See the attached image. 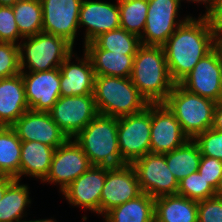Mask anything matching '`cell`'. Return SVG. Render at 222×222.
Instances as JSON below:
<instances>
[{
    "label": "cell",
    "instance_id": "6da1fadb",
    "mask_svg": "<svg viewBox=\"0 0 222 222\" xmlns=\"http://www.w3.org/2000/svg\"><path fill=\"white\" fill-rule=\"evenodd\" d=\"M218 43L205 15L190 16L162 45L172 81L179 84Z\"/></svg>",
    "mask_w": 222,
    "mask_h": 222
},
{
    "label": "cell",
    "instance_id": "7a4b0ae2",
    "mask_svg": "<svg viewBox=\"0 0 222 222\" xmlns=\"http://www.w3.org/2000/svg\"><path fill=\"white\" fill-rule=\"evenodd\" d=\"M130 79L149 104L166 101L175 83L170 77L162 46L139 47Z\"/></svg>",
    "mask_w": 222,
    "mask_h": 222
},
{
    "label": "cell",
    "instance_id": "3957f363",
    "mask_svg": "<svg viewBox=\"0 0 222 222\" xmlns=\"http://www.w3.org/2000/svg\"><path fill=\"white\" fill-rule=\"evenodd\" d=\"M117 131L118 118L97 114L73 139L92 166L120 167L127 163L120 155Z\"/></svg>",
    "mask_w": 222,
    "mask_h": 222
},
{
    "label": "cell",
    "instance_id": "277c9868",
    "mask_svg": "<svg viewBox=\"0 0 222 222\" xmlns=\"http://www.w3.org/2000/svg\"><path fill=\"white\" fill-rule=\"evenodd\" d=\"M93 94L98 114L114 118L136 114L149 105L130 77L95 76Z\"/></svg>",
    "mask_w": 222,
    "mask_h": 222
},
{
    "label": "cell",
    "instance_id": "5b68a950",
    "mask_svg": "<svg viewBox=\"0 0 222 222\" xmlns=\"http://www.w3.org/2000/svg\"><path fill=\"white\" fill-rule=\"evenodd\" d=\"M164 104L175 115L189 139L212 127L216 102L191 93L180 84L174 85Z\"/></svg>",
    "mask_w": 222,
    "mask_h": 222
},
{
    "label": "cell",
    "instance_id": "8992f818",
    "mask_svg": "<svg viewBox=\"0 0 222 222\" xmlns=\"http://www.w3.org/2000/svg\"><path fill=\"white\" fill-rule=\"evenodd\" d=\"M21 40L26 41L18 44L20 70L42 72L59 68L73 52V46L64 38L44 32Z\"/></svg>",
    "mask_w": 222,
    "mask_h": 222
},
{
    "label": "cell",
    "instance_id": "52a82bcc",
    "mask_svg": "<svg viewBox=\"0 0 222 222\" xmlns=\"http://www.w3.org/2000/svg\"><path fill=\"white\" fill-rule=\"evenodd\" d=\"M117 138L121 158L127 164L150 153L151 104L141 112L118 118Z\"/></svg>",
    "mask_w": 222,
    "mask_h": 222
},
{
    "label": "cell",
    "instance_id": "ba28073f",
    "mask_svg": "<svg viewBox=\"0 0 222 222\" xmlns=\"http://www.w3.org/2000/svg\"><path fill=\"white\" fill-rule=\"evenodd\" d=\"M187 91L218 102L222 98V44L199 60L179 83Z\"/></svg>",
    "mask_w": 222,
    "mask_h": 222
},
{
    "label": "cell",
    "instance_id": "9c48e42d",
    "mask_svg": "<svg viewBox=\"0 0 222 222\" xmlns=\"http://www.w3.org/2000/svg\"><path fill=\"white\" fill-rule=\"evenodd\" d=\"M182 0H148L145 28L140 37L142 45L162 46L190 16L178 18Z\"/></svg>",
    "mask_w": 222,
    "mask_h": 222
},
{
    "label": "cell",
    "instance_id": "30bf717a",
    "mask_svg": "<svg viewBox=\"0 0 222 222\" xmlns=\"http://www.w3.org/2000/svg\"><path fill=\"white\" fill-rule=\"evenodd\" d=\"M141 192L158 198L177 194L178 181L168 168L164 154L148 153L131 164Z\"/></svg>",
    "mask_w": 222,
    "mask_h": 222
},
{
    "label": "cell",
    "instance_id": "8fae6325",
    "mask_svg": "<svg viewBox=\"0 0 222 222\" xmlns=\"http://www.w3.org/2000/svg\"><path fill=\"white\" fill-rule=\"evenodd\" d=\"M48 113L68 138H74L98 114L94 94L60 96Z\"/></svg>",
    "mask_w": 222,
    "mask_h": 222
},
{
    "label": "cell",
    "instance_id": "7c38bea8",
    "mask_svg": "<svg viewBox=\"0 0 222 222\" xmlns=\"http://www.w3.org/2000/svg\"><path fill=\"white\" fill-rule=\"evenodd\" d=\"M91 166L83 149L73 138H69L64 144L55 149L49 173L42 182L58 183L59 190L62 192Z\"/></svg>",
    "mask_w": 222,
    "mask_h": 222
},
{
    "label": "cell",
    "instance_id": "4fadbf2b",
    "mask_svg": "<svg viewBox=\"0 0 222 222\" xmlns=\"http://www.w3.org/2000/svg\"><path fill=\"white\" fill-rule=\"evenodd\" d=\"M83 0H40L44 33L64 38L74 46Z\"/></svg>",
    "mask_w": 222,
    "mask_h": 222
},
{
    "label": "cell",
    "instance_id": "5bb4252c",
    "mask_svg": "<svg viewBox=\"0 0 222 222\" xmlns=\"http://www.w3.org/2000/svg\"><path fill=\"white\" fill-rule=\"evenodd\" d=\"M189 137L164 103L151 104L150 153L165 154L179 148Z\"/></svg>",
    "mask_w": 222,
    "mask_h": 222
},
{
    "label": "cell",
    "instance_id": "9a60e30c",
    "mask_svg": "<svg viewBox=\"0 0 222 222\" xmlns=\"http://www.w3.org/2000/svg\"><path fill=\"white\" fill-rule=\"evenodd\" d=\"M134 167L126 164L120 167H106L105 184L101 192L100 214L121 205L141 194Z\"/></svg>",
    "mask_w": 222,
    "mask_h": 222
},
{
    "label": "cell",
    "instance_id": "2e32d148",
    "mask_svg": "<svg viewBox=\"0 0 222 222\" xmlns=\"http://www.w3.org/2000/svg\"><path fill=\"white\" fill-rule=\"evenodd\" d=\"M11 127L21 141H37L55 149L69 139L48 112L29 109Z\"/></svg>",
    "mask_w": 222,
    "mask_h": 222
},
{
    "label": "cell",
    "instance_id": "e0dca14e",
    "mask_svg": "<svg viewBox=\"0 0 222 222\" xmlns=\"http://www.w3.org/2000/svg\"><path fill=\"white\" fill-rule=\"evenodd\" d=\"M29 109L48 112L58 101L60 94V70L31 72L21 70Z\"/></svg>",
    "mask_w": 222,
    "mask_h": 222
},
{
    "label": "cell",
    "instance_id": "ac0fdd59",
    "mask_svg": "<svg viewBox=\"0 0 222 222\" xmlns=\"http://www.w3.org/2000/svg\"><path fill=\"white\" fill-rule=\"evenodd\" d=\"M105 178L106 166H91L66 187L62 194L69 204L100 214L101 192Z\"/></svg>",
    "mask_w": 222,
    "mask_h": 222
},
{
    "label": "cell",
    "instance_id": "d6986e66",
    "mask_svg": "<svg viewBox=\"0 0 222 222\" xmlns=\"http://www.w3.org/2000/svg\"><path fill=\"white\" fill-rule=\"evenodd\" d=\"M86 26L84 45L100 34L120 28V11L117 4L83 0L79 13V28Z\"/></svg>",
    "mask_w": 222,
    "mask_h": 222
},
{
    "label": "cell",
    "instance_id": "ffe728a7",
    "mask_svg": "<svg viewBox=\"0 0 222 222\" xmlns=\"http://www.w3.org/2000/svg\"><path fill=\"white\" fill-rule=\"evenodd\" d=\"M73 52L63 61L60 70V94L61 96H80L94 93L95 72L88 55L76 57L77 64L70 62Z\"/></svg>",
    "mask_w": 222,
    "mask_h": 222
},
{
    "label": "cell",
    "instance_id": "44dd1931",
    "mask_svg": "<svg viewBox=\"0 0 222 222\" xmlns=\"http://www.w3.org/2000/svg\"><path fill=\"white\" fill-rule=\"evenodd\" d=\"M29 106L21 73L0 79V124L11 127Z\"/></svg>",
    "mask_w": 222,
    "mask_h": 222
},
{
    "label": "cell",
    "instance_id": "7402d4cb",
    "mask_svg": "<svg viewBox=\"0 0 222 222\" xmlns=\"http://www.w3.org/2000/svg\"><path fill=\"white\" fill-rule=\"evenodd\" d=\"M55 148L37 141H21L19 180L22 175L40 179L41 183L50 170Z\"/></svg>",
    "mask_w": 222,
    "mask_h": 222
},
{
    "label": "cell",
    "instance_id": "603a6c76",
    "mask_svg": "<svg viewBox=\"0 0 222 222\" xmlns=\"http://www.w3.org/2000/svg\"><path fill=\"white\" fill-rule=\"evenodd\" d=\"M157 222H198V202L179 194L155 198Z\"/></svg>",
    "mask_w": 222,
    "mask_h": 222
},
{
    "label": "cell",
    "instance_id": "cb8c5ba5",
    "mask_svg": "<svg viewBox=\"0 0 222 222\" xmlns=\"http://www.w3.org/2000/svg\"><path fill=\"white\" fill-rule=\"evenodd\" d=\"M155 199L142 192L139 196L111 208L103 216L105 222H153Z\"/></svg>",
    "mask_w": 222,
    "mask_h": 222
},
{
    "label": "cell",
    "instance_id": "d4e9b609",
    "mask_svg": "<svg viewBox=\"0 0 222 222\" xmlns=\"http://www.w3.org/2000/svg\"><path fill=\"white\" fill-rule=\"evenodd\" d=\"M91 60L95 76H115L129 78L133 69L135 55L108 50H84Z\"/></svg>",
    "mask_w": 222,
    "mask_h": 222
},
{
    "label": "cell",
    "instance_id": "484cf974",
    "mask_svg": "<svg viewBox=\"0 0 222 222\" xmlns=\"http://www.w3.org/2000/svg\"><path fill=\"white\" fill-rule=\"evenodd\" d=\"M164 155L169 170L178 182L198 171L202 156L193 139L187 140L179 148Z\"/></svg>",
    "mask_w": 222,
    "mask_h": 222
},
{
    "label": "cell",
    "instance_id": "4316f807",
    "mask_svg": "<svg viewBox=\"0 0 222 222\" xmlns=\"http://www.w3.org/2000/svg\"><path fill=\"white\" fill-rule=\"evenodd\" d=\"M141 45L140 37L118 28L100 34L92 42L85 44L83 50H108L124 55H136Z\"/></svg>",
    "mask_w": 222,
    "mask_h": 222
},
{
    "label": "cell",
    "instance_id": "83f0119b",
    "mask_svg": "<svg viewBox=\"0 0 222 222\" xmlns=\"http://www.w3.org/2000/svg\"><path fill=\"white\" fill-rule=\"evenodd\" d=\"M31 204L28 185L15 179L0 200V222H22L24 211Z\"/></svg>",
    "mask_w": 222,
    "mask_h": 222
},
{
    "label": "cell",
    "instance_id": "f1b7e54d",
    "mask_svg": "<svg viewBox=\"0 0 222 222\" xmlns=\"http://www.w3.org/2000/svg\"><path fill=\"white\" fill-rule=\"evenodd\" d=\"M21 140L12 127L0 129V175L19 180Z\"/></svg>",
    "mask_w": 222,
    "mask_h": 222
},
{
    "label": "cell",
    "instance_id": "f546056e",
    "mask_svg": "<svg viewBox=\"0 0 222 222\" xmlns=\"http://www.w3.org/2000/svg\"><path fill=\"white\" fill-rule=\"evenodd\" d=\"M12 8L15 22L23 38L43 32L40 0H19Z\"/></svg>",
    "mask_w": 222,
    "mask_h": 222
},
{
    "label": "cell",
    "instance_id": "4dcf8cb0",
    "mask_svg": "<svg viewBox=\"0 0 222 222\" xmlns=\"http://www.w3.org/2000/svg\"><path fill=\"white\" fill-rule=\"evenodd\" d=\"M120 28L141 37L145 28L148 0H118Z\"/></svg>",
    "mask_w": 222,
    "mask_h": 222
},
{
    "label": "cell",
    "instance_id": "1f68e13d",
    "mask_svg": "<svg viewBox=\"0 0 222 222\" xmlns=\"http://www.w3.org/2000/svg\"><path fill=\"white\" fill-rule=\"evenodd\" d=\"M177 194L198 202L215 197L216 191L197 171L178 182Z\"/></svg>",
    "mask_w": 222,
    "mask_h": 222
},
{
    "label": "cell",
    "instance_id": "d6a6232c",
    "mask_svg": "<svg viewBox=\"0 0 222 222\" xmlns=\"http://www.w3.org/2000/svg\"><path fill=\"white\" fill-rule=\"evenodd\" d=\"M193 140L198 145L202 156L222 161V131L210 128L205 132L197 134Z\"/></svg>",
    "mask_w": 222,
    "mask_h": 222
},
{
    "label": "cell",
    "instance_id": "836d02e7",
    "mask_svg": "<svg viewBox=\"0 0 222 222\" xmlns=\"http://www.w3.org/2000/svg\"><path fill=\"white\" fill-rule=\"evenodd\" d=\"M20 73L18 45L0 42V79Z\"/></svg>",
    "mask_w": 222,
    "mask_h": 222
},
{
    "label": "cell",
    "instance_id": "e575fe53",
    "mask_svg": "<svg viewBox=\"0 0 222 222\" xmlns=\"http://www.w3.org/2000/svg\"><path fill=\"white\" fill-rule=\"evenodd\" d=\"M20 35L12 6H0V42L17 44Z\"/></svg>",
    "mask_w": 222,
    "mask_h": 222
},
{
    "label": "cell",
    "instance_id": "d590c367",
    "mask_svg": "<svg viewBox=\"0 0 222 222\" xmlns=\"http://www.w3.org/2000/svg\"><path fill=\"white\" fill-rule=\"evenodd\" d=\"M198 222H222V198L198 201Z\"/></svg>",
    "mask_w": 222,
    "mask_h": 222
},
{
    "label": "cell",
    "instance_id": "8d00e7d4",
    "mask_svg": "<svg viewBox=\"0 0 222 222\" xmlns=\"http://www.w3.org/2000/svg\"><path fill=\"white\" fill-rule=\"evenodd\" d=\"M198 172L216 190L222 175V161L208 156H201Z\"/></svg>",
    "mask_w": 222,
    "mask_h": 222
},
{
    "label": "cell",
    "instance_id": "74e56055",
    "mask_svg": "<svg viewBox=\"0 0 222 222\" xmlns=\"http://www.w3.org/2000/svg\"><path fill=\"white\" fill-rule=\"evenodd\" d=\"M210 27L218 40L222 41V0H214L211 7L204 14Z\"/></svg>",
    "mask_w": 222,
    "mask_h": 222
},
{
    "label": "cell",
    "instance_id": "f35d334b",
    "mask_svg": "<svg viewBox=\"0 0 222 222\" xmlns=\"http://www.w3.org/2000/svg\"><path fill=\"white\" fill-rule=\"evenodd\" d=\"M211 128L222 131V98L216 102Z\"/></svg>",
    "mask_w": 222,
    "mask_h": 222
},
{
    "label": "cell",
    "instance_id": "ab89813d",
    "mask_svg": "<svg viewBox=\"0 0 222 222\" xmlns=\"http://www.w3.org/2000/svg\"><path fill=\"white\" fill-rule=\"evenodd\" d=\"M15 180V178L10 176L0 175V200L2 199L7 187Z\"/></svg>",
    "mask_w": 222,
    "mask_h": 222
},
{
    "label": "cell",
    "instance_id": "60d3db41",
    "mask_svg": "<svg viewBox=\"0 0 222 222\" xmlns=\"http://www.w3.org/2000/svg\"><path fill=\"white\" fill-rule=\"evenodd\" d=\"M187 1H188V2L193 1V2H196V3H197V2H198V3H200V2L202 3V2H203L202 4L205 3V4H206V7H205V8H206V10H208V9L211 7V5H212V3H213L214 0H187Z\"/></svg>",
    "mask_w": 222,
    "mask_h": 222
},
{
    "label": "cell",
    "instance_id": "b9f144b4",
    "mask_svg": "<svg viewBox=\"0 0 222 222\" xmlns=\"http://www.w3.org/2000/svg\"><path fill=\"white\" fill-rule=\"evenodd\" d=\"M215 191H216V196L222 198V175L220 177L218 186Z\"/></svg>",
    "mask_w": 222,
    "mask_h": 222
},
{
    "label": "cell",
    "instance_id": "7bdbcfd3",
    "mask_svg": "<svg viewBox=\"0 0 222 222\" xmlns=\"http://www.w3.org/2000/svg\"><path fill=\"white\" fill-rule=\"evenodd\" d=\"M19 0H0V6H13Z\"/></svg>",
    "mask_w": 222,
    "mask_h": 222
},
{
    "label": "cell",
    "instance_id": "ee69618b",
    "mask_svg": "<svg viewBox=\"0 0 222 222\" xmlns=\"http://www.w3.org/2000/svg\"><path fill=\"white\" fill-rule=\"evenodd\" d=\"M22 222H57V220L54 219H40V220H29V221H22Z\"/></svg>",
    "mask_w": 222,
    "mask_h": 222
}]
</instances>
